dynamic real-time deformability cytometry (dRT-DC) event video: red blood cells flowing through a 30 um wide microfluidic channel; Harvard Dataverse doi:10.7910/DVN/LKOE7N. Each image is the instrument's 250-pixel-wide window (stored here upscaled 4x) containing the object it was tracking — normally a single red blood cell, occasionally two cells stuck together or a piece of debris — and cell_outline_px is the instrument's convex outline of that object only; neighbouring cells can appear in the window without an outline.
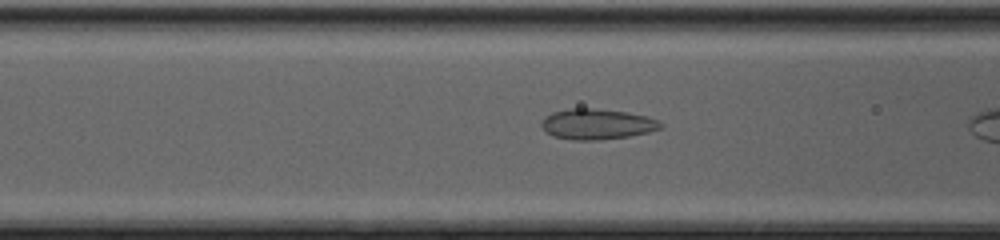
{"species": "common noctule bat (a hibernating species)", "species_latin": "Nyctalus noctula", "temperature_condition": "cold", "stored_images_in_passage": 13, "camera_frame_rate_fps": 3000, "um_per_image_px": 0.085, "animal": {"sex": "female", "body_mass_g": 20.0, "forearm_length_mm": 54.0}, "frame": {"image": 1, "passage_image": 8, "time_ms": 2.333, "image_size_px": [1000, 240], "cell_outline_px": [[664, 124], [660, 128], [648, 132], [628, 136], [600, 140], [572, 140], [552, 136], [540, 124], [544, 116], [552, 112], [568, 108], [592, 108], [624, 112], [644, 116], [656, 120]], "centroid_in_image_um": [50.69, 10.55], "position_along_channel_um": 115.9, "area_um2": 21.04}}
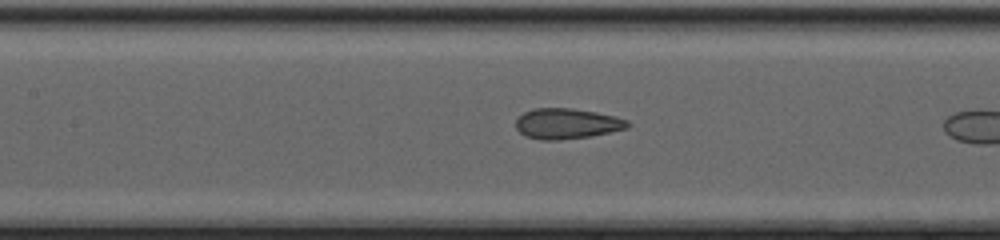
{"frame": {"image": 2, "passage_image": 11, "time_ms": 3.333, "image_size_px": [1000, 240], "cell_outline_px": [[632, 124], [628, 128], [592, 136], [556, 140], [540, 140], [524, 136], [516, 128], [516, 120], [524, 112], [532, 108], [572, 108], [596, 112], [616, 116], [628, 120]], "centroid_in_image_um": [48.2, 10.51], "position_along_channel_um": 159.2, "area_um2": 20.06}}